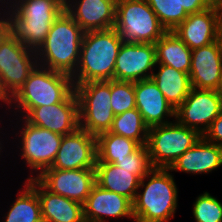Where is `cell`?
<instances>
[{"label":"cell","instance_id":"cell-13","mask_svg":"<svg viewBox=\"0 0 222 222\" xmlns=\"http://www.w3.org/2000/svg\"><path fill=\"white\" fill-rule=\"evenodd\" d=\"M155 66V44L123 42L116 59L114 80L136 82L151 79Z\"/></svg>","mask_w":222,"mask_h":222},{"label":"cell","instance_id":"cell-30","mask_svg":"<svg viewBox=\"0 0 222 222\" xmlns=\"http://www.w3.org/2000/svg\"><path fill=\"white\" fill-rule=\"evenodd\" d=\"M111 106L114 115L136 108L134 82L110 80Z\"/></svg>","mask_w":222,"mask_h":222},{"label":"cell","instance_id":"cell-25","mask_svg":"<svg viewBox=\"0 0 222 222\" xmlns=\"http://www.w3.org/2000/svg\"><path fill=\"white\" fill-rule=\"evenodd\" d=\"M156 64L190 72L192 50L173 32L167 31L156 43Z\"/></svg>","mask_w":222,"mask_h":222},{"label":"cell","instance_id":"cell-41","mask_svg":"<svg viewBox=\"0 0 222 222\" xmlns=\"http://www.w3.org/2000/svg\"><path fill=\"white\" fill-rule=\"evenodd\" d=\"M0 122H1V121H0ZM0 137H1V136H0ZM0 140H1V141H0V155H1V153L3 152V151H1V150L3 149L4 146H3V144H2V143H3V142H2V139H0Z\"/></svg>","mask_w":222,"mask_h":222},{"label":"cell","instance_id":"cell-18","mask_svg":"<svg viewBox=\"0 0 222 222\" xmlns=\"http://www.w3.org/2000/svg\"><path fill=\"white\" fill-rule=\"evenodd\" d=\"M85 222H107L105 218L133 217V203L125 196L95 184L83 204Z\"/></svg>","mask_w":222,"mask_h":222},{"label":"cell","instance_id":"cell-17","mask_svg":"<svg viewBox=\"0 0 222 222\" xmlns=\"http://www.w3.org/2000/svg\"><path fill=\"white\" fill-rule=\"evenodd\" d=\"M190 82L192 88L215 90L222 76V41L192 50Z\"/></svg>","mask_w":222,"mask_h":222},{"label":"cell","instance_id":"cell-26","mask_svg":"<svg viewBox=\"0 0 222 222\" xmlns=\"http://www.w3.org/2000/svg\"><path fill=\"white\" fill-rule=\"evenodd\" d=\"M3 222H43L37 192L25 181Z\"/></svg>","mask_w":222,"mask_h":222},{"label":"cell","instance_id":"cell-10","mask_svg":"<svg viewBox=\"0 0 222 222\" xmlns=\"http://www.w3.org/2000/svg\"><path fill=\"white\" fill-rule=\"evenodd\" d=\"M19 119L17 124L21 121V124L23 123L16 133L17 137L20 138L18 139L20 146L17 145L18 149L21 148L19 156L23 159V163L28 165L27 168L31 170L27 179L37 178L45 169L52 166L63 135L32 125L23 117H19Z\"/></svg>","mask_w":222,"mask_h":222},{"label":"cell","instance_id":"cell-15","mask_svg":"<svg viewBox=\"0 0 222 222\" xmlns=\"http://www.w3.org/2000/svg\"><path fill=\"white\" fill-rule=\"evenodd\" d=\"M24 119L35 126L61 135L79 128L78 99L73 91L63 102L33 108Z\"/></svg>","mask_w":222,"mask_h":222},{"label":"cell","instance_id":"cell-32","mask_svg":"<svg viewBox=\"0 0 222 222\" xmlns=\"http://www.w3.org/2000/svg\"><path fill=\"white\" fill-rule=\"evenodd\" d=\"M113 164L122 169L135 170V175L140 179L153 168L146 145H140L134 152L123 159H117Z\"/></svg>","mask_w":222,"mask_h":222},{"label":"cell","instance_id":"cell-40","mask_svg":"<svg viewBox=\"0 0 222 222\" xmlns=\"http://www.w3.org/2000/svg\"><path fill=\"white\" fill-rule=\"evenodd\" d=\"M0 101H1V103L3 102V105L6 108V106L8 105L9 100L3 95V92L1 91V88H0Z\"/></svg>","mask_w":222,"mask_h":222},{"label":"cell","instance_id":"cell-5","mask_svg":"<svg viewBox=\"0 0 222 222\" xmlns=\"http://www.w3.org/2000/svg\"><path fill=\"white\" fill-rule=\"evenodd\" d=\"M74 91L72 77L37 65L23 86L9 100L8 111L12 108L25 117L33 108L50 106L63 102ZM11 108V109H10Z\"/></svg>","mask_w":222,"mask_h":222},{"label":"cell","instance_id":"cell-31","mask_svg":"<svg viewBox=\"0 0 222 222\" xmlns=\"http://www.w3.org/2000/svg\"><path fill=\"white\" fill-rule=\"evenodd\" d=\"M192 212L196 222H222V202L207 191L193 202Z\"/></svg>","mask_w":222,"mask_h":222},{"label":"cell","instance_id":"cell-37","mask_svg":"<svg viewBox=\"0 0 222 222\" xmlns=\"http://www.w3.org/2000/svg\"><path fill=\"white\" fill-rule=\"evenodd\" d=\"M215 92L222 103V76H221L220 81L218 82Z\"/></svg>","mask_w":222,"mask_h":222},{"label":"cell","instance_id":"cell-16","mask_svg":"<svg viewBox=\"0 0 222 222\" xmlns=\"http://www.w3.org/2000/svg\"><path fill=\"white\" fill-rule=\"evenodd\" d=\"M117 0H65L64 10L85 31L109 30L116 22Z\"/></svg>","mask_w":222,"mask_h":222},{"label":"cell","instance_id":"cell-8","mask_svg":"<svg viewBox=\"0 0 222 222\" xmlns=\"http://www.w3.org/2000/svg\"><path fill=\"white\" fill-rule=\"evenodd\" d=\"M78 99L79 127L91 135L109 132L115 117L111 106L110 81L74 85Z\"/></svg>","mask_w":222,"mask_h":222},{"label":"cell","instance_id":"cell-33","mask_svg":"<svg viewBox=\"0 0 222 222\" xmlns=\"http://www.w3.org/2000/svg\"><path fill=\"white\" fill-rule=\"evenodd\" d=\"M203 137L208 142L222 146V112L211 123L209 129L204 133Z\"/></svg>","mask_w":222,"mask_h":222},{"label":"cell","instance_id":"cell-39","mask_svg":"<svg viewBox=\"0 0 222 222\" xmlns=\"http://www.w3.org/2000/svg\"><path fill=\"white\" fill-rule=\"evenodd\" d=\"M0 15H4L5 13V8L7 7L8 3L6 0H0ZM4 5V6H3ZM4 8V9H3ZM3 11V12H2Z\"/></svg>","mask_w":222,"mask_h":222},{"label":"cell","instance_id":"cell-4","mask_svg":"<svg viewBox=\"0 0 222 222\" xmlns=\"http://www.w3.org/2000/svg\"><path fill=\"white\" fill-rule=\"evenodd\" d=\"M122 43V38L114 28L85 32L79 63L71 76L73 84L114 79L116 59Z\"/></svg>","mask_w":222,"mask_h":222},{"label":"cell","instance_id":"cell-22","mask_svg":"<svg viewBox=\"0 0 222 222\" xmlns=\"http://www.w3.org/2000/svg\"><path fill=\"white\" fill-rule=\"evenodd\" d=\"M222 166V146L208 142L203 136L185 151L169 168L171 172L208 174Z\"/></svg>","mask_w":222,"mask_h":222},{"label":"cell","instance_id":"cell-38","mask_svg":"<svg viewBox=\"0 0 222 222\" xmlns=\"http://www.w3.org/2000/svg\"><path fill=\"white\" fill-rule=\"evenodd\" d=\"M207 2L210 7L215 8L222 2V0H207Z\"/></svg>","mask_w":222,"mask_h":222},{"label":"cell","instance_id":"cell-36","mask_svg":"<svg viewBox=\"0 0 222 222\" xmlns=\"http://www.w3.org/2000/svg\"><path fill=\"white\" fill-rule=\"evenodd\" d=\"M216 12H217V18H218V24L222 25V2L215 7Z\"/></svg>","mask_w":222,"mask_h":222},{"label":"cell","instance_id":"cell-3","mask_svg":"<svg viewBox=\"0 0 222 222\" xmlns=\"http://www.w3.org/2000/svg\"><path fill=\"white\" fill-rule=\"evenodd\" d=\"M85 31L63 10L36 51L38 65L72 76L80 59Z\"/></svg>","mask_w":222,"mask_h":222},{"label":"cell","instance_id":"cell-24","mask_svg":"<svg viewBox=\"0 0 222 222\" xmlns=\"http://www.w3.org/2000/svg\"><path fill=\"white\" fill-rule=\"evenodd\" d=\"M156 67H158V71H153L151 79L176 110L192 89L190 76L188 73L164 64H156Z\"/></svg>","mask_w":222,"mask_h":222},{"label":"cell","instance_id":"cell-6","mask_svg":"<svg viewBox=\"0 0 222 222\" xmlns=\"http://www.w3.org/2000/svg\"><path fill=\"white\" fill-rule=\"evenodd\" d=\"M114 29L131 43L155 44L167 32L146 0H117Z\"/></svg>","mask_w":222,"mask_h":222},{"label":"cell","instance_id":"cell-14","mask_svg":"<svg viewBox=\"0 0 222 222\" xmlns=\"http://www.w3.org/2000/svg\"><path fill=\"white\" fill-rule=\"evenodd\" d=\"M97 139L82 128L63 136L56 158L49 168L76 170L95 168Z\"/></svg>","mask_w":222,"mask_h":222},{"label":"cell","instance_id":"cell-29","mask_svg":"<svg viewBox=\"0 0 222 222\" xmlns=\"http://www.w3.org/2000/svg\"><path fill=\"white\" fill-rule=\"evenodd\" d=\"M150 8L157 15L162 26L167 31H173L182 23L188 14L183 6H180L179 0H146Z\"/></svg>","mask_w":222,"mask_h":222},{"label":"cell","instance_id":"cell-35","mask_svg":"<svg viewBox=\"0 0 222 222\" xmlns=\"http://www.w3.org/2000/svg\"><path fill=\"white\" fill-rule=\"evenodd\" d=\"M7 30V20L5 15H0V36Z\"/></svg>","mask_w":222,"mask_h":222},{"label":"cell","instance_id":"cell-23","mask_svg":"<svg viewBox=\"0 0 222 222\" xmlns=\"http://www.w3.org/2000/svg\"><path fill=\"white\" fill-rule=\"evenodd\" d=\"M96 184L101 188L135 200L141 179L135 170H126L113 163L96 162Z\"/></svg>","mask_w":222,"mask_h":222},{"label":"cell","instance_id":"cell-9","mask_svg":"<svg viewBox=\"0 0 222 222\" xmlns=\"http://www.w3.org/2000/svg\"><path fill=\"white\" fill-rule=\"evenodd\" d=\"M37 65L36 51L25 47L8 30L0 36V88L8 100Z\"/></svg>","mask_w":222,"mask_h":222},{"label":"cell","instance_id":"cell-1","mask_svg":"<svg viewBox=\"0 0 222 222\" xmlns=\"http://www.w3.org/2000/svg\"><path fill=\"white\" fill-rule=\"evenodd\" d=\"M7 30L25 47L37 51L52 23L65 8V0H12L7 2Z\"/></svg>","mask_w":222,"mask_h":222},{"label":"cell","instance_id":"cell-19","mask_svg":"<svg viewBox=\"0 0 222 222\" xmlns=\"http://www.w3.org/2000/svg\"><path fill=\"white\" fill-rule=\"evenodd\" d=\"M134 89L136 108L149 128L173 122L170 118H175V109L152 79L134 82Z\"/></svg>","mask_w":222,"mask_h":222},{"label":"cell","instance_id":"cell-28","mask_svg":"<svg viewBox=\"0 0 222 222\" xmlns=\"http://www.w3.org/2000/svg\"><path fill=\"white\" fill-rule=\"evenodd\" d=\"M148 130L141 113L135 108L116 115L109 132L134 140L139 145H146Z\"/></svg>","mask_w":222,"mask_h":222},{"label":"cell","instance_id":"cell-20","mask_svg":"<svg viewBox=\"0 0 222 222\" xmlns=\"http://www.w3.org/2000/svg\"><path fill=\"white\" fill-rule=\"evenodd\" d=\"M173 32L191 49L209 45L220 38L217 12L213 7L189 14Z\"/></svg>","mask_w":222,"mask_h":222},{"label":"cell","instance_id":"cell-27","mask_svg":"<svg viewBox=\"0 0 222 222\" xmlns=\"http://www.w3.org/2000/svg\"><path fill=\"white\" fill-rule=\"evenodd\" d=\"M97 162L114 163L134 152L140 145L129 138L104 132L97 137Z\"/></svg>","mask_w":222,"mask_h":222},{"label":"cell","instance_id":"cell-42","mask_svg":"<svg viewBox=\"0 0 222 222\" xmlns=\"http://www.w3.org/2000/svg\"><path fill=\"white\" fill-rule=\"evenodd\" d=\"M219 27H220V39L222 41V25H219Z\"/></svg>","mask_w":222,"mask_h":222},{"label":"cell","instance_id":"cell-7","mask_svg":"<svg viewBox=\"0 0 222 222\" xmlns=\"http://www.w3.org/2000/svg\"><path fill=\"white\" fill-rule=\"evenodd\" d=\"M173 122L152 126L148 130L147 148L153 168H170L202 135L191 128Z\"/></svg>","mask_w":222,"mask_h":222},{"label":"cell","instance_id":"cell-12","mask_svg":"<svg viewBox=\"0 0 222 222\" xmlns=\"http://www.w3.org/2000/svg\"><path fill=\"white\" fill-rule=\"evenodd\" d=\"M37 179L52 193L84 204L96 184L95 168L45 169Z\"/></svg>","mask_w":222,"mask_h":222},{"label":"cell","instance_id":"cell-21","mask_svg":"<svg viewBox=\"0 0 222 222\" xmlns=\"http://www.w3.org/2000/svg\"><path fill=\"white\" fill-rule=\"evenodd\" d=\"M26 182L37 192L43 222H85L83 204L52 193L35 177Z\"/></svg>","mask_w":222,"mask_h":222},{"label":"cell","instance_id":"cell-2","mask_svg":"<svg viewBox=\"0 0 222 222\" xmlns=\"http://www.w3.org/2000/svg\"><path fill=\"white\" fill-rule=\"evenodd\" d=\"M170 172L169 168H152L141 179L133 202L134 222H169L174 218L178 188Z\"/></svg>","mask_w":222,"mask_h":222},{"label":"cell","instance_id":"cell-11","mask_svg":"<svg viewBox=\"0 0 222 222\" xmlns=\"http://www.w3.org/2000/svg\"><path fill=\"white\" fill-rule=\"evenodd\" d=\"M222 112V103L215 90L192 88L184 102L175 110V120L202 136Z\"/></svg>","mask_w":222,"mask_h":222},{"label":"cell","instance_id":"cell-34","mask_svg":"<svg viewBox=\"0 0 222 222\" xmlns=\"http://www.w3.org/2000/svg\"><path fill=\"white\" fill-rule=\"evenodd\" d=\"M180 6H183L186 13L193 14L208 9L207 0H179Z\"/></svg>","mask_w":222,"mask_h":222}]
</instances>
